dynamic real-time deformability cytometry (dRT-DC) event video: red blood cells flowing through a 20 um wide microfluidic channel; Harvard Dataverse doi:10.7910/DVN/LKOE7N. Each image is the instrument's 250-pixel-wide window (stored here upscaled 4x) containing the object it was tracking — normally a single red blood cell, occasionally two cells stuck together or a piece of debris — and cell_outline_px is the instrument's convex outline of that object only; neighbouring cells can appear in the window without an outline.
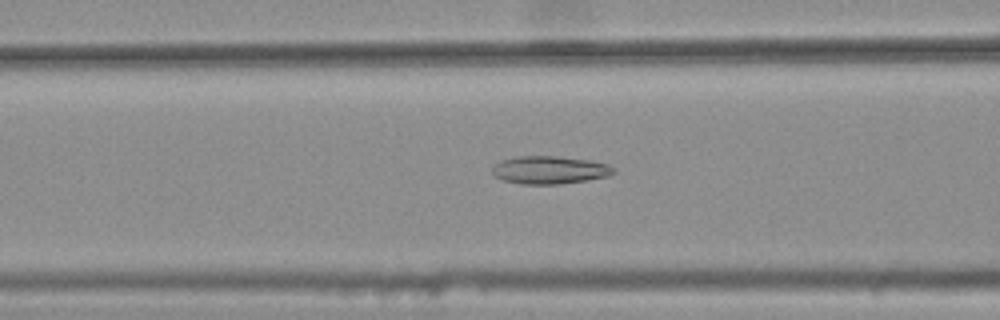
{"species": "common noctule bat (a hibernating species)", "species_latin": "Nyctalus noctula", "temperature_condition": "warm", "stored_images_in_passage": 27, "camera_frame_rate_fps": 3000, "um_per_image_px": 0.085, "animal": {"sex": "female", "body_mass_g": 25.1}, "frame": {"image": 1, "passage_image": 14, "time_ms": 4.333, "image_size_px": [1000, 320], "cell_outline_px": [[616, 172], [608, 176], [588, 180], [560, 184], [520, 184], [504, 180], [492, 176], [492, 168], [496, 164], [504, 160], [516, 156], [560, 156], [592, 160], [608, 164]], "centroid_in_image_um": [46.73, 14.45], "position_along_channel_um": 119.9, "area_um2": 19.83}}